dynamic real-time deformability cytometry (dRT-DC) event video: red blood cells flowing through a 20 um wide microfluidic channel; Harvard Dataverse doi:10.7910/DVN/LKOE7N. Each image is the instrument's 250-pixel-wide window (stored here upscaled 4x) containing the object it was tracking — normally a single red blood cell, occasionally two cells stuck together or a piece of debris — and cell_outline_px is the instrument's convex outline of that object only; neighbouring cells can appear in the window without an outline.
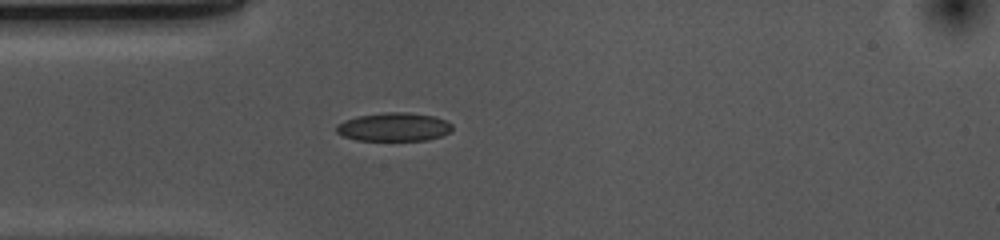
{"species": "common noctule bat (a hibernating species)", "species_latin": "Nyctalus noctula", "temperature_condition": "cold", "stored_images_in_passage": 41, "camera_frame_rate_fps": 3000, "um_per_image_px": 0.085, "animal": {"sex": "female", "body_mass_g": 10.0, "forearm_length_mm": 53.1}, "frame": {"image": 1, "passage_image": 1, "time_ms": 0.0, "image_size_px": [1000, 240], "cell_outline_px": [[452, 132], [428, 140], [356, 140], [344, 136], [336, 132], [336, 124], [344, 120], [356, 116], [384, 112], [408, 112], [436, 116], [452, 124]], "centroid_in_image_um": [33.48, 10.78], "position_along_channel_um": 51.5, "area_um2": 19.42}}
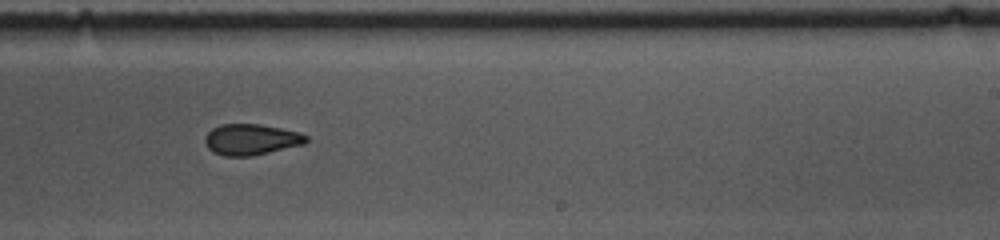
{"frame": {"image": 2, "passage_image": 19, "time_ms": 6.0, "image_size_px": [1000, 240], "cell_outline_px": [[308, 140], [304, 144], [252, 156], [224, 156], [212, 152], [208, 148], [204, 140], [204, 136], [212, 128], [220, 124], [260, 124], [300, 132], [308, 136]], "centroid_in_image_um": [21.33, 11.85], "position_along_channel_um": 267.7, "area_um2": 18.38}}
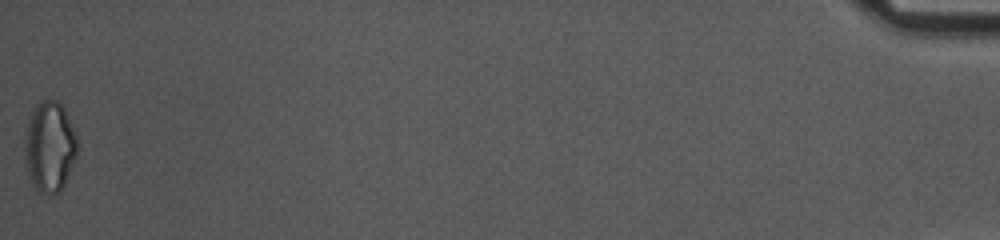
{"frame": {"image": 3, "passage_image": 41, "time_ms": 13.333, "image_size_px": [1000, 240], "cell_outline_px": [[76, 156], [64, 184], [60, 192], [40, 192], [32, 184], [28, 172], [24, 152], [24, 144], [28, 124], [32, 112], [36, 104], [44, 100], [56, 100], [64, 108], [76, 136]], "centroid_in_image_um": [4.21, 12.46], "position_along_channel_um": 431.0, "area_um2": 27.05}, "authors_computed_cell_mechanics": {"area_um2": 19.0162, "velocity_mm_per_s": 3.6688, "shape_relaxation_time_tau1_ms": 6.3957, "shape_relaxation_time_tau2_ms": 4.3122, "deformation_change_tau1": 0.1163, "deformation_change_tau2": 0.0898}}